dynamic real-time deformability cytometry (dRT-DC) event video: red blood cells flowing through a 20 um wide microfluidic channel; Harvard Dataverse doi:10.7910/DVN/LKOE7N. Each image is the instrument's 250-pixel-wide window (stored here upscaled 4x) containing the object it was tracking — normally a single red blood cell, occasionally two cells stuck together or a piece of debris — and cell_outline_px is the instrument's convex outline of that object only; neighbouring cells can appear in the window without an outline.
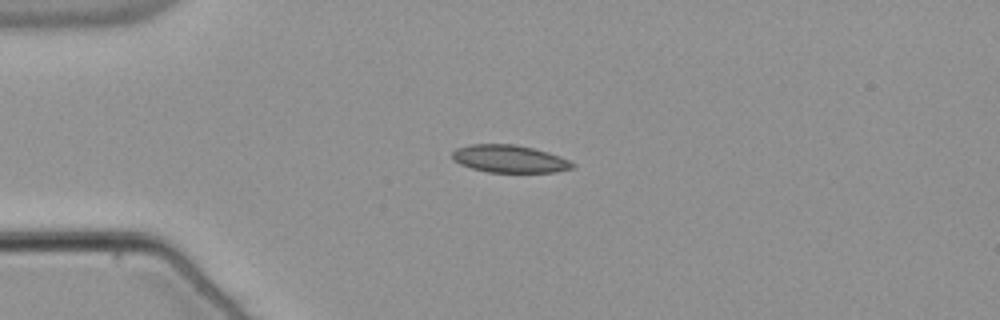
{"species": "common noctule bat (a hibernating species)", "species_latin": "Nyctalus noctula", "temperature_condition": "warm", "stored_images_in_passage": 41, "camera_frame_rate_fps": 3000, "um_per_image_px": 0.085, "animal": {"sex": "male", "body_mass_g": 21.5, "forearm_length_mm": 52.0}, "frame": {"image": 1, "passage_image": 1, "time_ms": 0.0, "image_size_px": [1000, 320], "cell_outline_px": [[576, 164], [572, 168], [556, 172], [488, 172], [472, 168], [460, 164], [452, 160], [452, 152], [456, 148], [468, 144], [516, 144], [548, 152], [560, 156]], "centroid_in_image_um": [43.28, 13.49], "position_along_channel_um": 41.7, "area_um2": 19.36}}
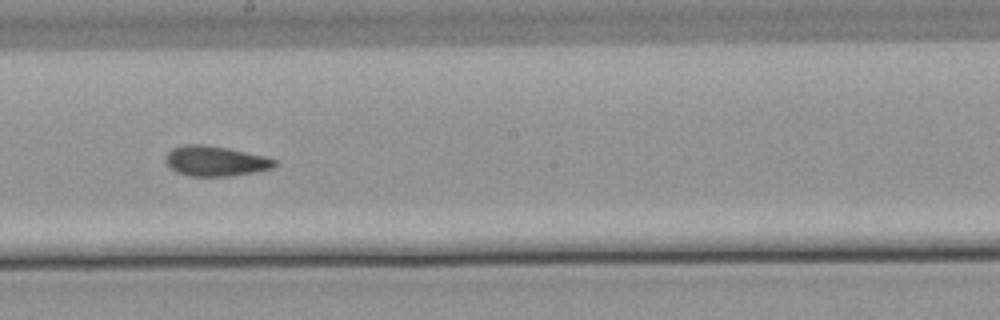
{"frame": {"image": 2, "passage_image": 18, "time_ms": 5.667, "image_size_px": [1000, 320], "cell_outline_px": [[280, 164], [272, 168], [232, 176], [188, 176], [176, 172], [164, 160], [168, 152], [172, 148], [184, 144], [204, 144], [228, 148], [264, 156], [280, 160]], "centroid_in_image_um": [18.34, 13.68], "position_along_channel_um": 229.9, "area_um2": 19.31}}
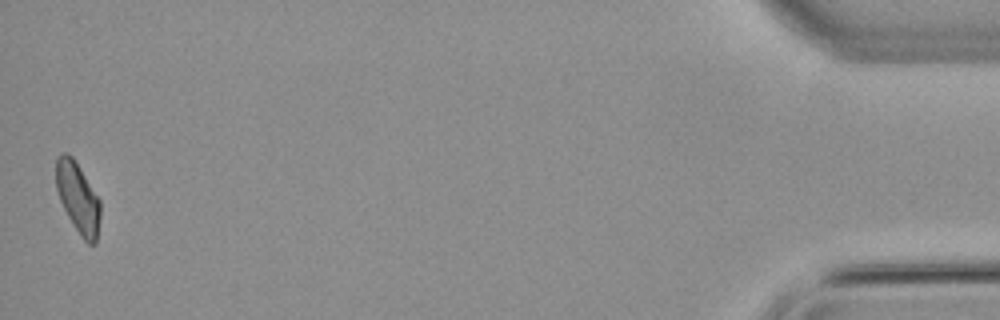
{"frame": {"image": 3, "passage_image": 41, "time_ms": 13.333, "image_size_px": [1000, 320], "cell_outline_px": [[100, 216], [96, 244], [88, 244], [80, 236], [68, 216], [60, 200], [56, 188], [56, 156], [64, 152], [68, 152], [72, 156], [80, 168], [100, 200]], "centroid_in_image_um": [6.62, 16.81], "position_along_channel_um": 428.6, "area_um2": 18.15}, "authors_computed_cell_mechanics": {"area_um2": 19.074, "velocity_mm_per_s": 3.8153, "shape_relaxation_time_tau1_ms": null, "shape_relaxation_time_tau2_ms": 4.0883, "deformation_change_tau1": null, "deformation_change_tau2": 0.0837}}